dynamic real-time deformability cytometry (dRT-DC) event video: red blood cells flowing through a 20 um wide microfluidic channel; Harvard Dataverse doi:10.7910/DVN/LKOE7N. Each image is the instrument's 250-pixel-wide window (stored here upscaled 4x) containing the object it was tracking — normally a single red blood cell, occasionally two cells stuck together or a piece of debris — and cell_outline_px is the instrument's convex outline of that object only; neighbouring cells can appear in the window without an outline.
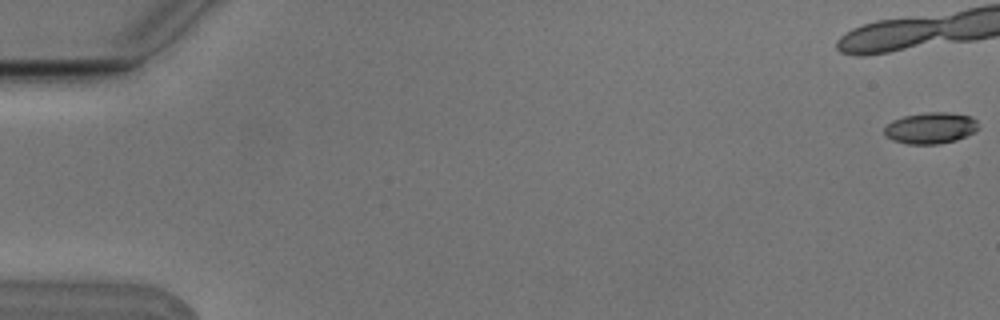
{"species": "Egyptian fruit bat (a non-hibernating species)", "species_latin": "Rousettus aegyptiacus", "temperature_condition": "cold", "stored_images_in_passage": 8, "camera_frame_rate_fps": 3000, "um_per_image_px": 0.085, "animal": {"sex": "male"}, "frame": {"image": 1, "passage_image": 1, "time_ms": 0.0, "image_size_px": [1000, 320], "cell_outline_px": [[980, 128], [976, 132], [956, 140], [936, 144], [908, 144], [892, 140], [884, 136], [884, 128], [892, 120], [904, 116], [924, 112], [948, 112], [972, 116], [976, 120]], "centroid_in_image_um": [79.12, 10.88], "position_along_channel_um": 5.9, "area_um2": 17.4}}
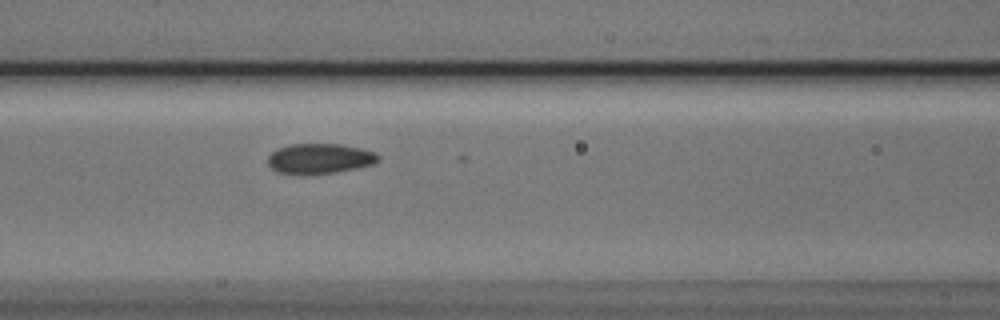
{"frame": {"image": 2, "passage_image": 8, "time_ms": 2.333, "image_size_px": [1000, 320], "cell_outline_px": [[380, 160], [372, 164], [356, 168], [336, 172], [304, 176], [300, 176], [276, 172], [268, 164], [268, 156], [276, 148], [292, 144], [340, 144], [360, 148], [376, 152], [380, 156]], "centroid_in_image_um": [27.14, 13.5], "position_along_channel_um": 139.5, "area_um2": 19.83}}